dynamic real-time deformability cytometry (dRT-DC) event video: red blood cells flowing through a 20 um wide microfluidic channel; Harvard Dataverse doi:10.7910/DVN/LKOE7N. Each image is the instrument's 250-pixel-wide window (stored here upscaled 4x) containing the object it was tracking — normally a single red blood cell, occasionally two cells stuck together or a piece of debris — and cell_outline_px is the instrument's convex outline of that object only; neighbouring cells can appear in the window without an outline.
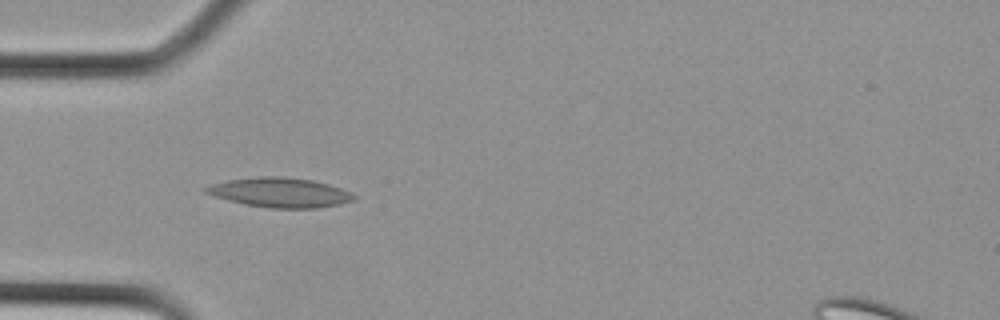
{"species": "Egyptian fruit bat (a non-hibernating species)", "species_latin": "Rousettus aegyptiacus", "temperature_condition": "cold", "stored_images_in_passage": 23, "camera_frame_rate_fps": 3000, "um_per_image_px": 0.085, "animal": {"sex": "female"}, "frame": {"image": 1, "passage_image": 2, "time_ms": 0.333, "image_size_px": [1000, 320], "cell_outline_px": [[356, 200], [340, 204], [316, 208], [268, 208], [244, 204], [228, 200], [204, 192], [204, 188], [212, 184], [228, 180], [260, 176], [280, 176], [312, 180], [328, 184], [352, 192], [356, 196]], "centroid_in_image_um": [23.83, 16.36], "position_along_channel_um": 61.2, "area_um2": 25.49}}
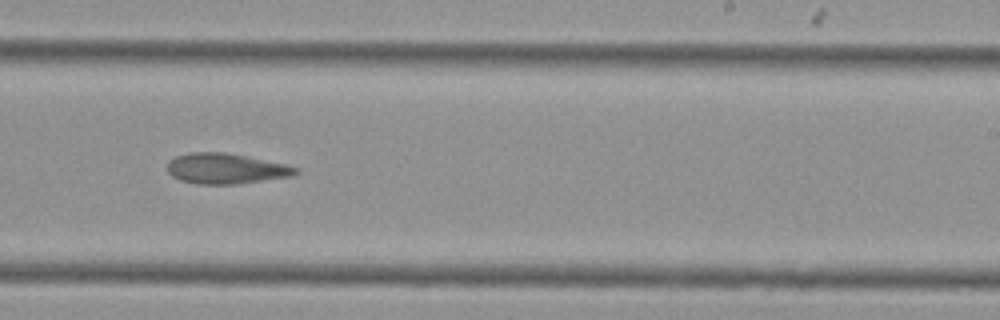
{"frame": {"image": 2, "passage_image": 11, "time_ms": 3.333, "image_size_px": [1000, 320], "cell_outline_px": [[300, 172], [292, 176], [236, 184], [200, 184], [180, 180], [172, 176], [168, 172], [168, 160], [176, 156], [192, 152], [228, 152], [248, 156], [284, 164], [300, 168]], "centroid_in_image_um": [19.21, 14.32], "position_along_channel_um": 269.8, "area_um2": 22.83}}
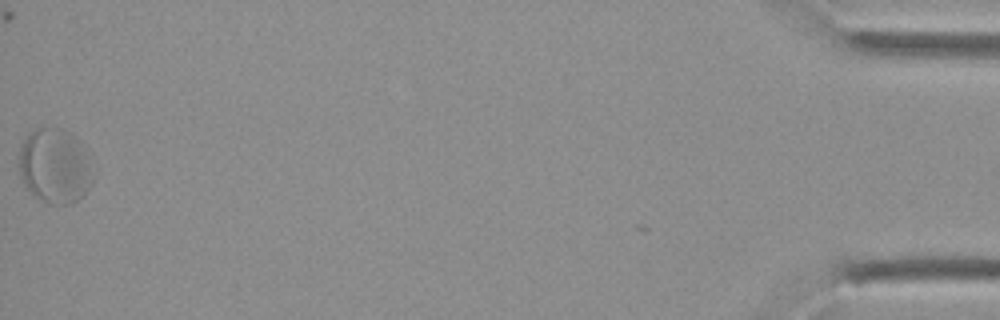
{"frame": {"image": 3, "passage_image": 22, "time_ms": 7.0, "image_size_px": [1000, 320], "cell_outline_px": [[92, 184], [84, 196], [72, 204], [52, 204], [40, 200], [24, 184], [20, 176], [20, 148], [28, 132], [36, 128], [64, 128], [88, 148], [92, 152]], "centroid_in_image_um": [4.73, 14.09], "position_along_channel_um": 430.5, "area_um2": 32.95}}